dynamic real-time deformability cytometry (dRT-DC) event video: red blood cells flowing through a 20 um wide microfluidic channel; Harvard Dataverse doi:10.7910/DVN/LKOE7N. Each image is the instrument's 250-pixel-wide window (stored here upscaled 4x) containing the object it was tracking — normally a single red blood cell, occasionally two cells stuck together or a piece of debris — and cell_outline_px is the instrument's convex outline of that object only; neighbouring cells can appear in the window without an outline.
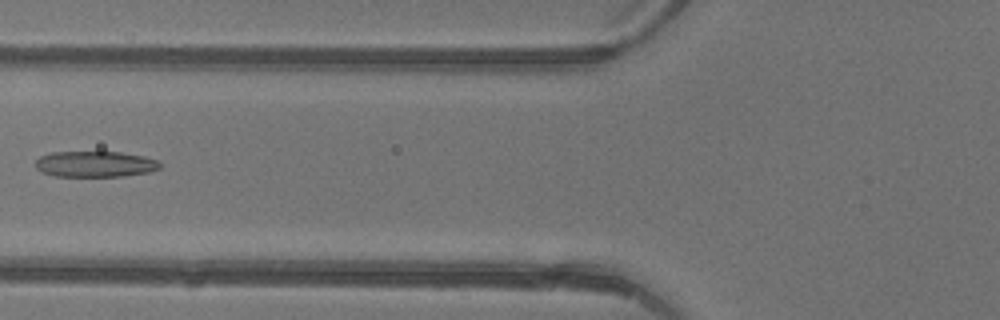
{"species": "common noctule bat (a hibernating species)", "species_latin": "Nyctalus noctula", "temperature_condition": "warm", "stored_images_in_passage": 3, "camera_frame_rate_fps": 3000, "um_per_image_px": 0.085, "animal": {"sex": "female"}, "frame": {"image": 1, "passage_image": 3, "time_ms": 0.667, "image_size_px": [1000, 320], "cell_outline_px": [[160, 168], [148, 172], [124, 176], [52, 176], [40, 172], [36, 168], [36, 160], [40, 156], [52, 152], [120, 152], [144, 156], [160, 160]], "centroid_in_image_um": [8.08, 13.95], "position_along_channel_um": 117.7, "area_um2": 18.9}}